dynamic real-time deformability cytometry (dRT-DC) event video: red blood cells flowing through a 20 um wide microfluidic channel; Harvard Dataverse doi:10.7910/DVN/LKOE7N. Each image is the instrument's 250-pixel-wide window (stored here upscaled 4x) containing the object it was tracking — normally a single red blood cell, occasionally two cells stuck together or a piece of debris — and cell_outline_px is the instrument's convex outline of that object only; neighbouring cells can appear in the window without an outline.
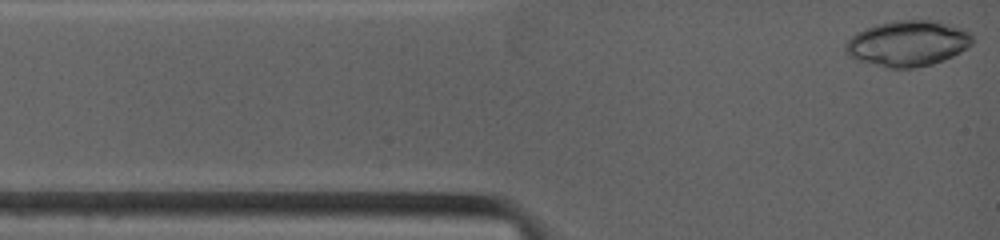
{"species": "common noctule bat (a hibernating species)", "species_latin": "Nyctalus noctula", "temperature_condition": "warm", "stored_images_in_passage": 15, "camera_frame_rate_fps": 4500, "um_per_image_px": 0.085, "animal": {"sex": "female", "body_mass_g": 19.0, "forearm_length_mm": 53.3}, "frame": {"image": 1, "passage_image": 1, "time_ms": 0.0, "image_size_px": [1000, 240], "cell_outline_px": [[972, 44], [968, 48], [944, 60], [932, 64], [912, 68], [888, 68], [856, 60], [848, 56], [844, 52], [844, 44], [856, 32], [864, 28], [876, 24], [892, 20], [936, 20], [964, 28], [972, 32]], "centroid_in_image_um": [77.15, 3.68], "position_along_channel_um": 7.8, "area_um2": 34.33}}
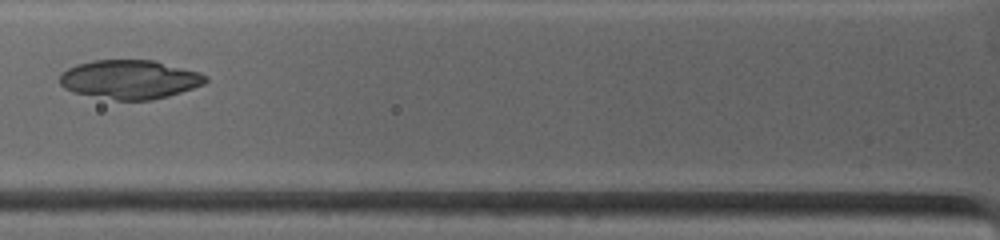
{"frame": {"image": 2, "passage_image": 9, "time_ms": 3.778, "image_size_px": [1000, 240], "cell_outline_px": [[208, 80], [204, 84], [168, 96], [152, 100], [116, 100], [72, 92], [64, 88], [60, 84], [60, 72], [76, 64], [92, 60], [152, 60], [200, 72], [208, 76]], "centroid_in_image_um": [11.01, 6.75], "position_along_channel_um": 114.8, "area_um2": 33.12}}
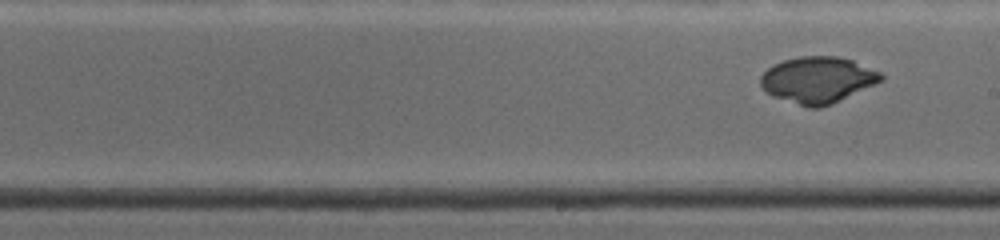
{"frame": {"image": 3, "passage_image": 15, "time_ms": 6.444, "image_size_px": [1000, 240], "cell_outline_px": [[884, 80], [876, 84], [832, 104], [820, 108], [808, 108], [772, 96], [760, 84], [760, 76], [772, 64], [784, 60], [800, 56], [836, 56], [852, 60], [880, 72], [884, 76]], "centroid_in_image_um": [69.51, 6.79], "position_along_channel_um": 219.5, "area_um2": 32.6}}